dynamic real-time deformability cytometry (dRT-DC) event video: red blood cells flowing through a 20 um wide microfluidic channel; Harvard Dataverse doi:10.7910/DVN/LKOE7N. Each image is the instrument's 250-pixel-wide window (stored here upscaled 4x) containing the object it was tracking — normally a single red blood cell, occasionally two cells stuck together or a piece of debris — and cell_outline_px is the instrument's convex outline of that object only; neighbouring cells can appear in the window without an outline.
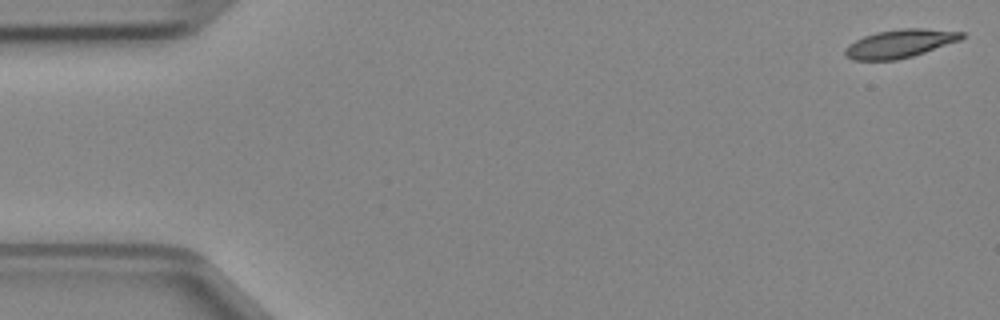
{"species": "Egyptian fruit bat (a non-hibernating species)", "species_latin": "Rousettus aegyptiacus", "temperature_condition": "cold", "stored_images_in_passage": 47, "camera_frame_rate_fps": 3000, "um_per_image_px": 0.085, "animal": {"sex": "female"}, "frame": {"image": 1, "passage_image": 1, "time_ms": 0.0, "image_size_px": [1000, 320], "cell_outline_px": [[964, 36], [960, 40], [912, 56], [896, 60], [852, 60], [844, 52], [844, 48], [848, 44], [864, 36], [876, 32], [900, 28], [924, 28], [964, 32]], "centroid_in_image_um": [76.47, 3.7], "position_along_channel_um": 8.5, "area_um2": 19.13}}
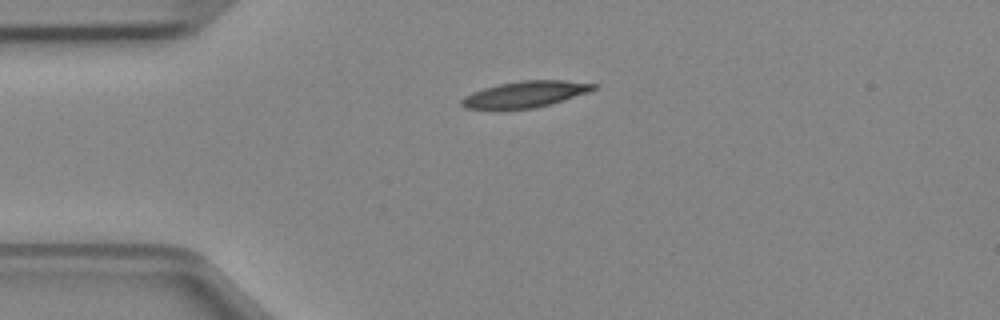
{"frame": {"image": 2, "passage_image": 11, "time_ms": 3.333, "image_size_px": [1000, 320], "cell_outline_px": [[596, 88], [588, 92], [552, 104], [536, 108], [464, 108], [460, 104], [460, 100], [464, 96], [472, 92], [484, 88], [500, 84], [520, 80], [564, 80], [596, 84]], "centroid_in_image_um": [44.65, 8.0], "position_along_channel_um": 40.3, "area_um2": 19.94}}
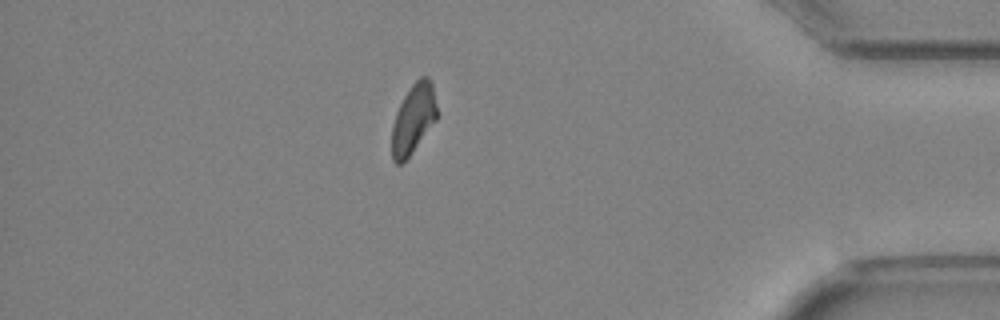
{"frame": {"image": 3, "passage_image": 41, "time_ms": 13.333, "image_size_px": [1000, 320], "cell_outline_px": [[436, 120], [412, 152], [400, 164], [396, 164], [392, 160], [392, 124], [396, 112], [404, 96], [412, 84], [420, 76], [428, 76], [432, 84], [436, 108]], "centroid_in_image_um": [35.11, 10.09], "position_along_channel_um": 400.1, "area_um2": 17.98}}